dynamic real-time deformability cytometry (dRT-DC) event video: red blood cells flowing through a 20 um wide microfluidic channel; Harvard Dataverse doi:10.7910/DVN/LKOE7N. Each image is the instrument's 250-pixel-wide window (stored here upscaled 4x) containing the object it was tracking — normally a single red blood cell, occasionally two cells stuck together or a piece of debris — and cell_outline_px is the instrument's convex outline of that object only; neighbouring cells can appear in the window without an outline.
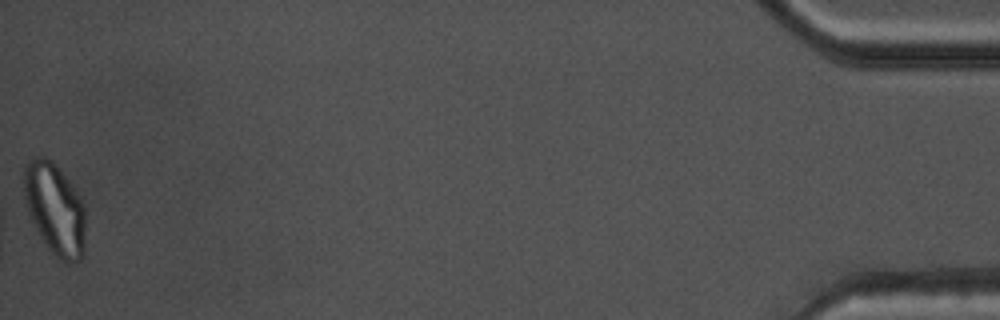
{"species": "common noctule bat (a hibernating species)", "species_latin": "Nyctalus noctula", "temperature_condition": "warm", "stored_images_in_passage": 38, "camera_frame_rate_fps": 3000, "um_per_image_px": 0.085, "animal": {"sex": "male", "body_mass_g": 17.5, "forearm_length_mm": 52.3}, "frame": {"image": 1, "passage_image": 38, "time_ms": 12.333, "image_size_px": [1000, 320], "cell_outline_px": [[84, 256], [76, 264], [68, 264], [60, 260], [48, 248], [28, 216], [24, 200], [24, 164], [28, 160], [36, 156], [44, 156], [68, 180], [80, 196], [84, 204]], "centroid_in_image_um": [4.65, 17.81], "position_along_channel_um": 430.5, "area_um2": 32.95}, "authors_computed_cell_mechanics": {"area_um2": 21.9062, "velocity_mm_per_s": 3.7758, "shape_relaxation_time_tau1_ms": null, "shape_relaxation_time_tau2_ms": 2.183, "deformation_change_tau1": null, "deformation_change_tau2": 0.0758}}